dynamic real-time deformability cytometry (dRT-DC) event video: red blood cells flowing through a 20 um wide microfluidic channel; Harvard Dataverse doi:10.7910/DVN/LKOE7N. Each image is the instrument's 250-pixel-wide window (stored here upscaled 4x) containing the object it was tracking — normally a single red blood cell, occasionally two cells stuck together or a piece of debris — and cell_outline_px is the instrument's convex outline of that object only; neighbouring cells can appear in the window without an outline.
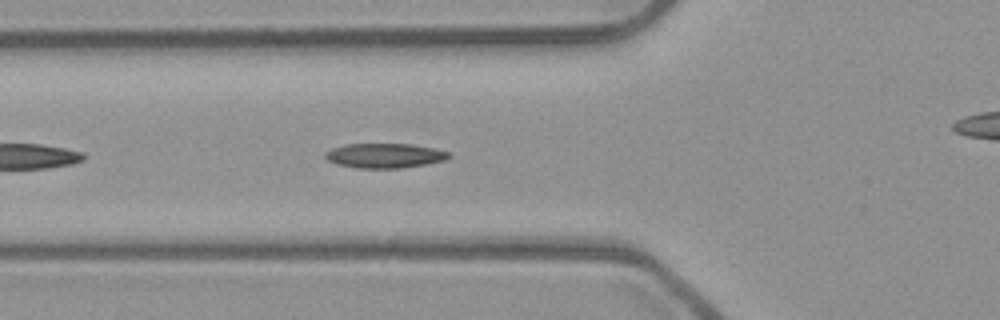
{"species": "common noctule bat (a hibernating species)", "species_latin": "Nyctalus noctula", "temperature_condition": "room temperature", "stored_images_in_passage": 21, "camera_frame_rate_fps": 3000, "um_per_image_px": 0.085, "animal": {"sex": "male", "body_mass_g": 23.1, "forearm_length_mm": 52.7}, "frame": {"image": 1, "passage_image": 5, "time_ms": 1.333, "image_size_px": [1000, 320], "cell_outline_px": [[452, 156], [444, 160], [428, 164], [400, 168], [356, 168], [336, 164], [328, 160], [324, 156], [324, 152], [332, 148], [344, 144], [412, 144], [432, 148], [448, 152]], "centroid_in_image_um": [32.67, 13.23], "position_along_channel_um": 93.1, "area_um2": 17.8}}
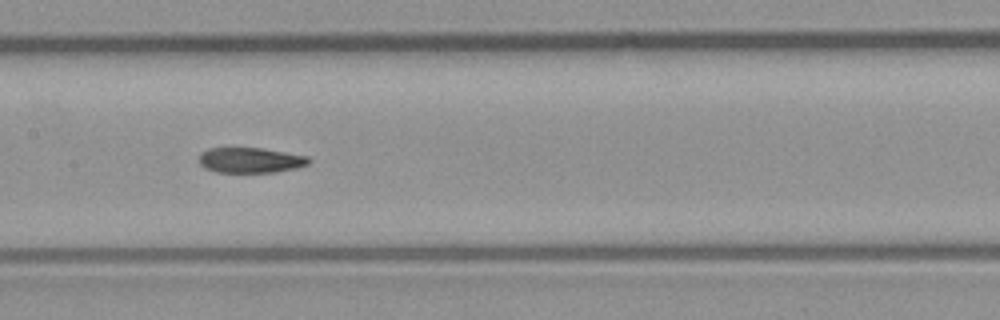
{"frame": {"image": 2, "passage_image": 12, "time_ms": 3.667, "image_size_px": [1000, 320], "cell_outline_px": [[312, 160], [308, 164], [296, 168], [276, 172], [216, 172], [204, 168], [200, 164], [200, 152], [208, 148], [264, 148], [308, 156]], "centroid_in_image_um": [21.3, 13.61], "position_along_channel_um": 186.1, "area_um2": 16.3}}
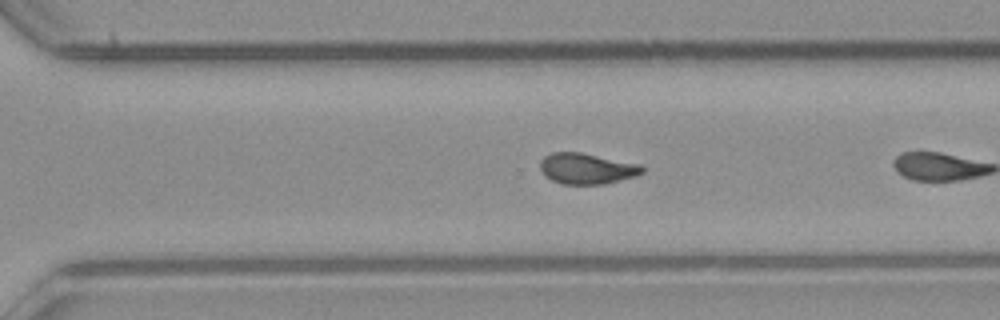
{"frame": {"image": 3, "passage_image": 20, "time_ms": 6.333, "image_size_px": [1000, 320], "cell_outline_px": [[644, 172], [636, 176], [604, 184], [564, 184], [552, 180], [544, 176], [540, 168], [540, 160], [544, 156], [552, 152], [580, 152], [640, 164], [644, 168]], "centroid_in_image_um": [49.86, 14.32], "position_along_channel_um": 320.7, "area_um2": 18.38}}